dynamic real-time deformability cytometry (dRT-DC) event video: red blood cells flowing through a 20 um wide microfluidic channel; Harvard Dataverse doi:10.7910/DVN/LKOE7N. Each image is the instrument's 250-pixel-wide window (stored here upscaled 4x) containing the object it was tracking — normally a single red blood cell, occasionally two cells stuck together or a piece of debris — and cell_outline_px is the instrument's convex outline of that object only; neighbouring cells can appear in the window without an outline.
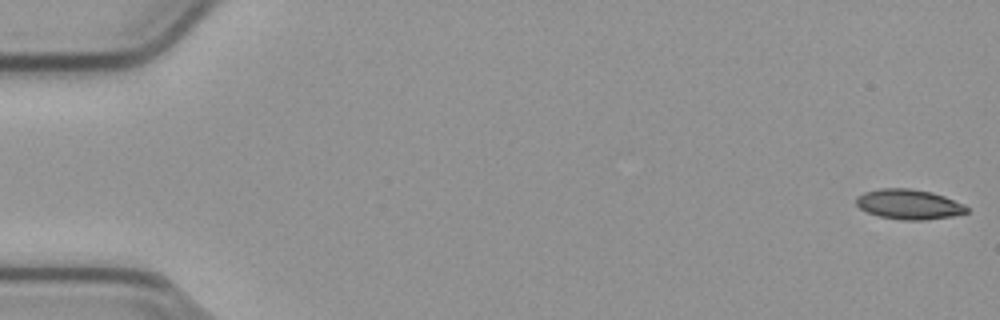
{"species": "common noctule bat (a hibernating species)", "species_latin": "Nyctalus noctula", "temperature_condition": "cold", "stored_images_in_passage": 54, "camera_frame_rate_fps": 3000, "um_per_image_px": 0.085, "animal": {"sex": "male", "body_mass_g": 23.1, "forearm_length_mm": 52.7}, "frame": {"image": 1, "passage_image": 1, "time_ms": 0.0, "image_size_px": [1000, 320], "cell_outline_px": [[968, 212], [952, 216], [924, 220], [904, 220], [880, 216], [868, 212], [860, 208], [856, 204], [856, 196], [864, 192], [880, 188], [908, 188], [932, 192], [944, 196], [964, 204], [968, 208]], "centroid_in_image_um": [77.25, 17.36], "position_along_channel_um": 7.7, "area_um2": 19.25}}
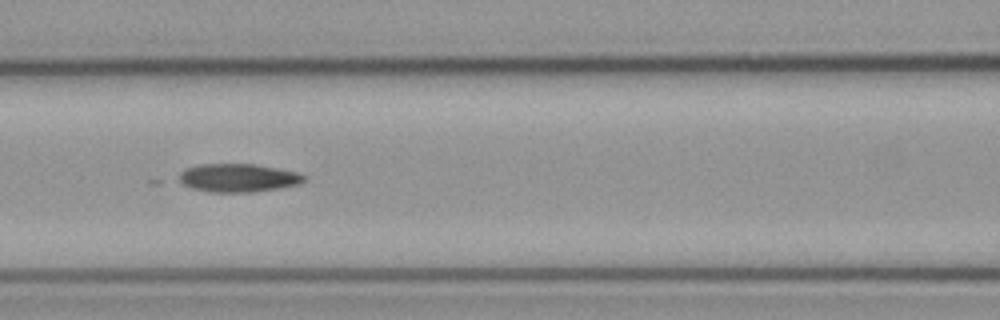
{"frame": {"image": 2, "passage_image": 24, "time_ms": 7.667, "image_size_px": [1000, 320], "cell_outline_px": [[308, 176], [300, 184], [280, 188], [252, 192], [208, 192], [192, 188], [176, 180], [180, 172], [188, 168], [200, 164], [256, 164], [300, 172]], "centroid_in_image_um": [20.28, 15.12], "position_along_channel_um": 146.3, "area_um2": 20.87}}
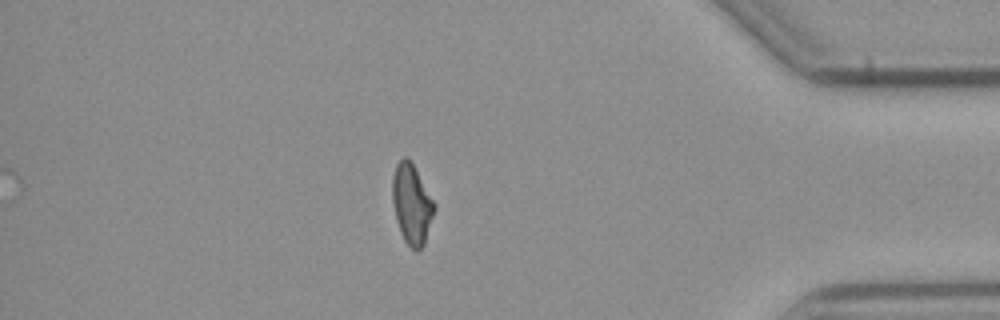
{"frame": {"image": 3, "passage_image": 47, "time_ms": 15.333, "image_size_px": [1000, 320], "cell_outline_px": [[436, 208], [424, 244], [416, 252], [404, 240], [400, 232], [396, 220], [392, 200], [392, 176], [396, 164], [404, 156], [412, 164], [436, 204]], "centroid_in_image_um": [34.99, 17.37], "position_along_channel_um": 400.2, "area_um2": 19.36}}